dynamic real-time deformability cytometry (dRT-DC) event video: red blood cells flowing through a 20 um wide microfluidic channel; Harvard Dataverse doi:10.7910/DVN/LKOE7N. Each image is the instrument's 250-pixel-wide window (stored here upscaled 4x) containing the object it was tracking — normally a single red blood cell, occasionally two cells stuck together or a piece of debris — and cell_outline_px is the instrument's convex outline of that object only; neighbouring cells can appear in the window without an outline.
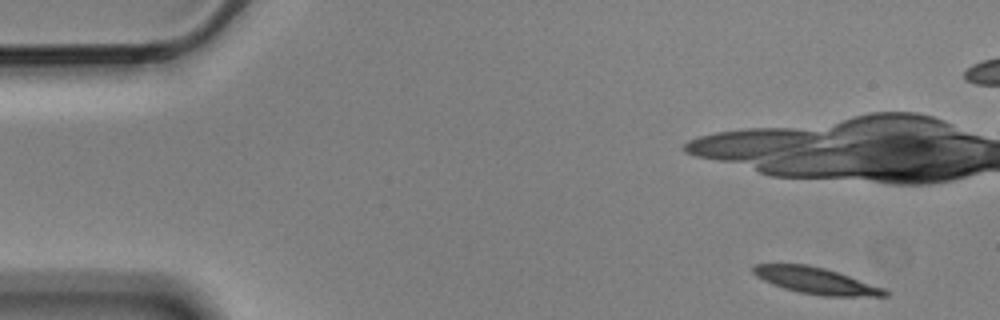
{"species": "Egyptian fruit bat (a non-hibernating species)", "species_latin": "Rousettus aegyptiacus", "temperature_condition": "cold", "stored_images_in_passage": 6, "camera_frame_rate_fps": 3000, "um_per_image_px": 0.085, "animal": {"sex": "male"}, "frame": {"image": 1, "passage_image": 1, "time_ms": 0.0, "image_size_px": [1000, 320], "cell_outline_px": [[888, 296], [820, 296], [800, 292], [784, 288], [772, 284], [756, 276], [752, 272], [752, 264], [808, 264], [824, 268], [884, 288], [888, 292]], "centroid_in_image_um": [69.31, 23.85], "position_along_channel_um": 15.7, "area_um2": 20.06}}